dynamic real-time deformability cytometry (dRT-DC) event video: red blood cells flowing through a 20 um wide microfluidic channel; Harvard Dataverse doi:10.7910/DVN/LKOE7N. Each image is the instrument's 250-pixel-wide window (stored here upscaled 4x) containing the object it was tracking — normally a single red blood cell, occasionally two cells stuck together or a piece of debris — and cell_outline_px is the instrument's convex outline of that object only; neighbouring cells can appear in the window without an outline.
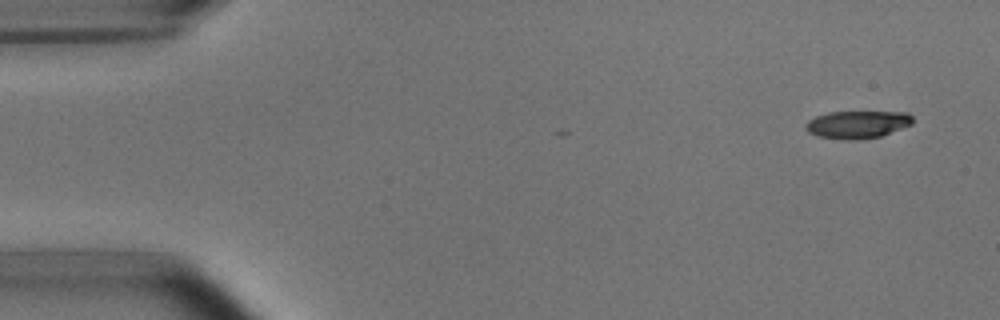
{"species": "common noctule bat (a hibernating species)", "species_latin": "Nyctalus noctula", "temperature_condition": "room temperature", "stored_images_in_passage": 9, "camera_frame_rate_fps": 3000, "um_per_image_px": 0.085, "animal": {"sex": "male", "body_mass_g": 15.6}, "frame": {"image": 1, "passage_image": 1, "time_ms": 0.0, "image_size_px": [1000, 320], "cell_outline_px": [[912, 124], [880, 136], [856, 140], [848, 140], [816, 136], [808, 132], [804, 128], [804, 124], [808, 120], [816, 116], [828, 112], [908, 112], [912, 116]], "centroid_in_image_um": [72.83, 10.58], "position_along_channel_um": 12.2, "area_um2": 17.22}}
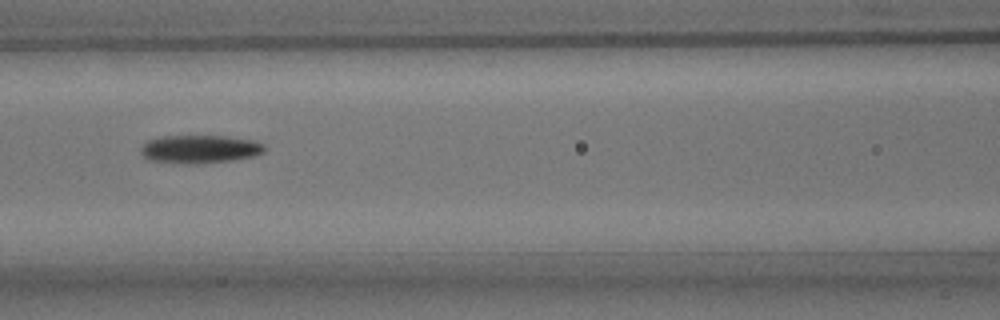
{"frame": {"image": 2, "passage_image": 7, "time_ms": 6.667, "image_size_px": [1000, 320], "cell_outline_px": [[264, 152], [252, 156], [232, 160], [196, 164], [188, 164], [148, 160], [140, 152], [140, 148], [148, 140], [164, 136], [224, 136], [252, 140], [264, 144]], "centroid_in_image_um": [16.96, 12.68], "position_along_channel_um": 149.6, "area_um2": 20.17}}
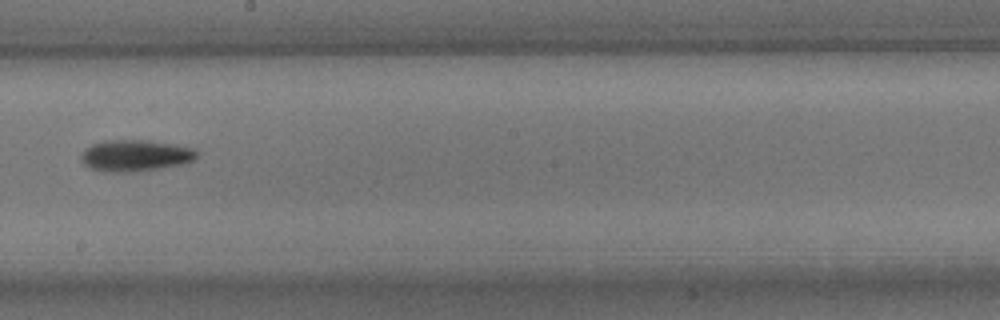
{"frame": {"image": 3, "passage_image": 9, "time_ms": 9.0, "image_size_px": [1000, 320], "cell_outline_px": [[196, 156], [192, 160], [180, 164], [160, 168], [132, 172], [104, 172], [92, 168], [84, 164], [80, 160], [80, 156], [84, 148], [92, 144], [104, 140], [148, 140], [176, 144], [192, 148], [196, 152]], "centroid_in_image_um": [11.44, 13.21], "position_along_channel_um": 236.8, "area_um2": 21.21}}